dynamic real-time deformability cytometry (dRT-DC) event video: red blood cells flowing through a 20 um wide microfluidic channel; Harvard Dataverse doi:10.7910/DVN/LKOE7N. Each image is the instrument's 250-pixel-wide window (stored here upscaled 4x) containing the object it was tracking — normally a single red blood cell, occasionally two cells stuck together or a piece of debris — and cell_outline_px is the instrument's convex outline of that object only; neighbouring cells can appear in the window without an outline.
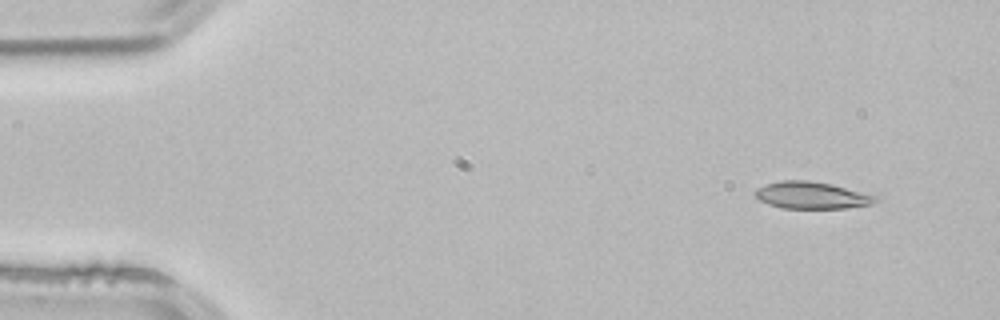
{"species": "common noctule bat (a hibernating species)", "species_latin": "Nyctalus noctula", "temperature_condition": "room temperature", "stored_images_in_passage": 3, "camera_frame_rate_fps": 3000, "um_per_image_px": 0.085, "animal": {"sex": "male", "body_mass_g": 21.5, "forearm_length_mm": 52.0}, "frame": {"image": 1, "passage_image": 1, "time_ms": 0.0, "image_size_px": [1000, 320], "cell_outline_px": [[880, 200], [872, 204], [848, 208], [780, 208], [768, 204], [760, 200], [756, 196], [756, 188], [764, 184], [780, 180], [808, 180], [832, 184], [876, 196]], "centroid_in_image_um": [68.98, 16.6], "position_along_channel_um": 16.0, "area_um2": 18.96}}
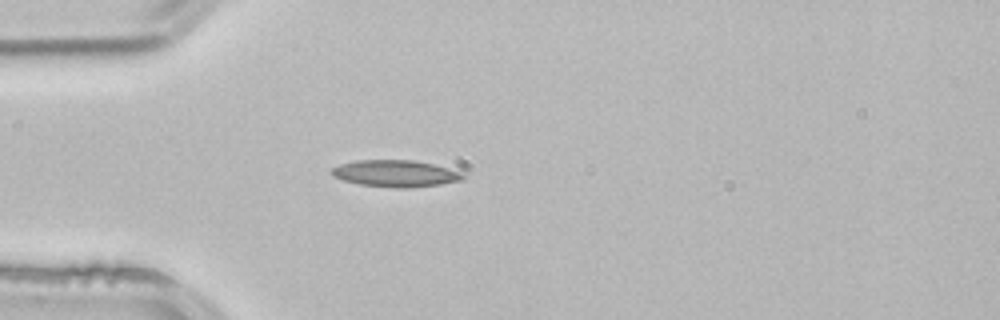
{"frame": {"image": 2, "passage_image": 3, "time_ms": 0.667, "image_size_px": [1000, 320], "cell_outline_px": [[464, 180], [440, 184], [408, 188], [396, 188], [360, 184], [344, 180], [332, 176], [332, 168], [340, 164], [356, 160], [416, 160], [464, 172]], "centroid_in_image_um": [33.65, 14.74], "position_along_channel_um": 51.4, "area_um2": 20.46}}